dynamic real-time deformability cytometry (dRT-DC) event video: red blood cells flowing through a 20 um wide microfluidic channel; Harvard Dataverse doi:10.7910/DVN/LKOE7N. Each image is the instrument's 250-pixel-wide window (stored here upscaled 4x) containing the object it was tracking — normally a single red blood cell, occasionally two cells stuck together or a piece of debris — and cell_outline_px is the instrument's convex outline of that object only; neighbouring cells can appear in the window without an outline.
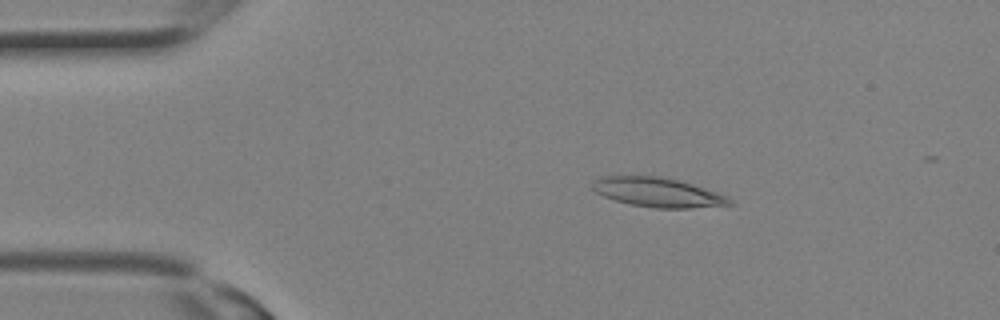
{"species": "Egyptian fruit bat (a non-hibernating species)", "species_latin": "Rousettus aegyptiacus", "temperature_condition": "room temperature", "stored_images_in_passage": 11, "camera_frame_rate_fps": 3000, "um_per_image_px": 0.085, "animal": {"sex": "female"}, "frame": {"image": 1, "passage_image": 4, "time_ms": 1.0, "image_size_px": [1000, 320], "cell_outline_px": [[736, 204], [692, 208], [652, 208], [632, 204], [616, 200], [604, 196], [596, 192], [592, 188], [592, 184], [600, 176], [660, 176], [680, 180], [728, 196]], "centroid_in_image_um": [55.95, 16.35], "position_along_channel_um": 29.1, "area_um2": 23.41}}
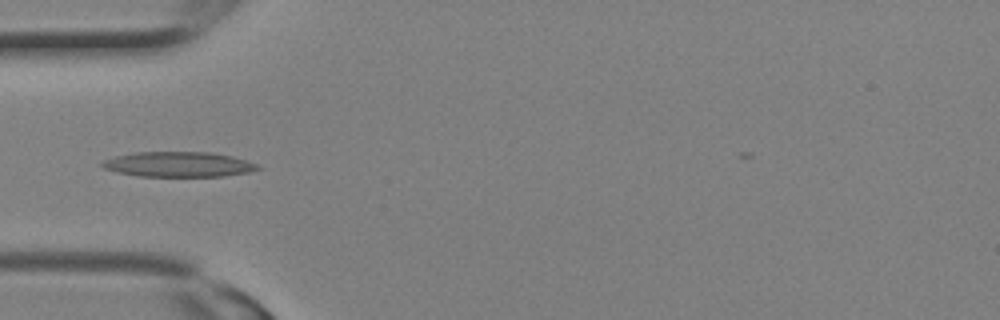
{"frame": {"image": 2, "passage_image": 8, "time_ms": 2.333, "image_size_px": [1000, 320], "cell_outline_px": [[260, 168], [248, 172], [224, 176], [140, 176], [116, 172], [104, 168], [100, 164], [104, 160], [116, 156], [136, 152], [208, 152], [232, 156], [256, 164]], "centroid_in_image_um": [15.14, 13.97], "position_along_channel_um": 69.9, "area_um2": 22.48}}
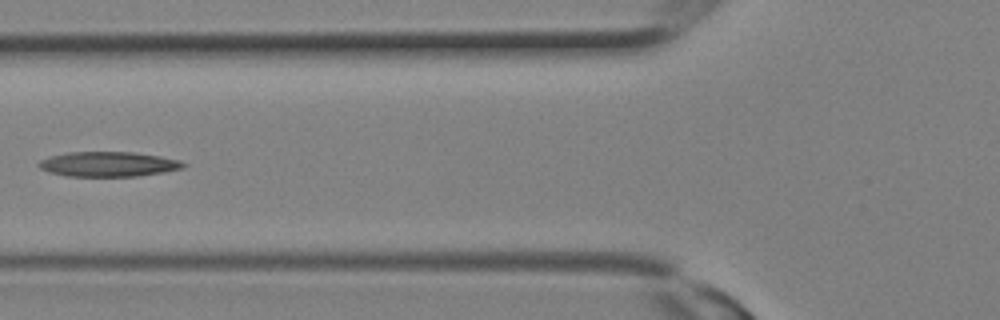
{"frame": {"image": 3, "passage_image": 10, "time_ms": 3.0, "image_size_px": [1000, 320], "cell_outline_px": [[188, 164], [184, 168], [164, 172], [136, 176], [68, 176], [48, 172], [40, 168], [36, 164], [40, 160], [52, 156], [68, 152], [132, 152], [160, 156], [180, 160]], "centroid_in_image_um": [9.23, 13.95], "position_along_channel_um": 116.6, "area_um2": 20.98}}